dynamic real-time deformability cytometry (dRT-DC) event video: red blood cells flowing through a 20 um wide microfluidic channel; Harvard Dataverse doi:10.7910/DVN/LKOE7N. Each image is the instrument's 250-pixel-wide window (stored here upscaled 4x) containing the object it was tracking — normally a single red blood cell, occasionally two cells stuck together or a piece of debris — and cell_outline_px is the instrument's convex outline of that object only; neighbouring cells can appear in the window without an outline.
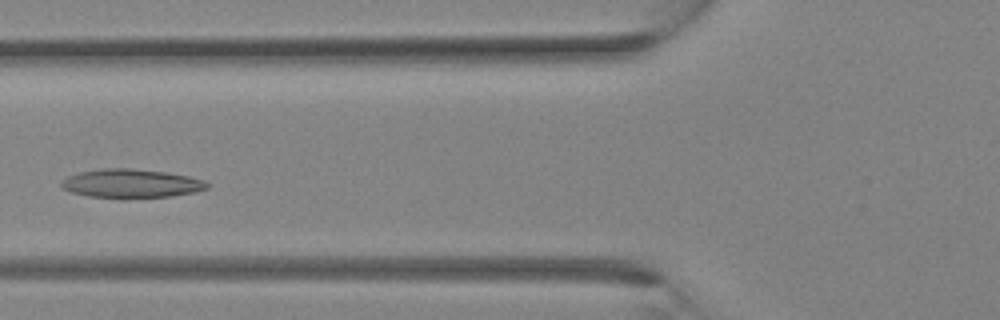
{"species": "Egyptian fruit bat (a non-hibernating species)", "species_latin": "Rousettus aegyptiacus", "temperature_condition": "room temperature", "stored_images_in_passage": 30, "camera_frame_rate_fps": 3000, "um_per_image_px": 0.085, "animal": {"sex": "female"}, "frame": {"image": 1, "passage_image": 9, "time_ms": 2.667, "image_size_px": [1000, 320], "cell_outline_px": [[212, 184], [208, 188], [196, 192], [172, 196], [124, 200], [120, 200], [88, 196], [72, 192], [60, 188], [60, 184], [68, 176], [80, 172], [104, 168], [132, 168], [164, 172], [188, 176], [204, 180]], "centroid_in_image_um": [11.17, 15.63], "position_along_channel_um": 114.6, "area_um2": 25.09}}
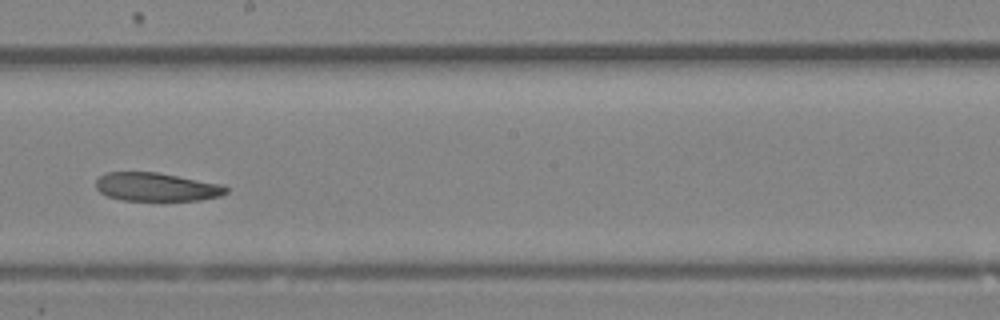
{"frame": {"image": 2, "passage_image": 15, "time_ms": 4.667, "image_size_px": [1000, 320], "cell_outline_px": [[228, 192], [220, 196], [200, 200], [120, 200], [108, 196], [100, 192], [96, 188], [96, 180], [100, 176], [108, 172], [156, 172], [224, 184], [228, 188]], "centroid_in_image_um": [13.33, 15.89], "position_along_channel_um": 234.9, "area_um2": 21.62}}
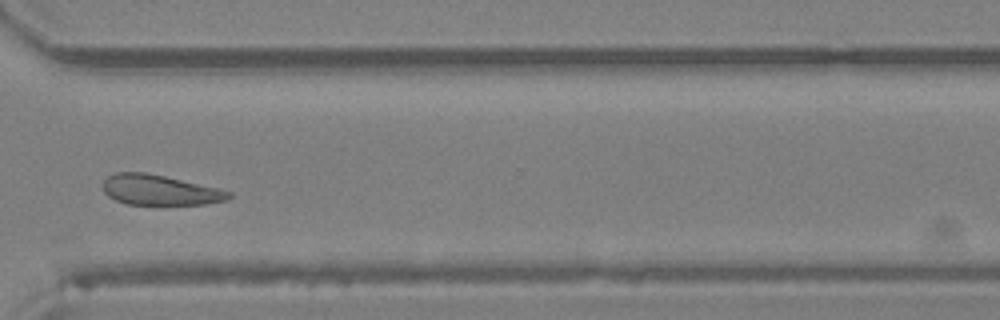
{"frame": {"image": 3, "passage_image": 21, "time_ms": 6.667, "image_size_px": [1000, 320], "cell_outline_px": [[232, 196], [228, 200], [204, 204], [128, 204], [116, 200], [108, 196], [104, 192], [104, 180], [108, 176], [116, 172], [144, 172], [164, 176], [220, 188], [232, 192]], "centroid_in_image_um": [13.61, 16.15], "position_along_channel_um": 357.0, "area_um2": 22.08}}